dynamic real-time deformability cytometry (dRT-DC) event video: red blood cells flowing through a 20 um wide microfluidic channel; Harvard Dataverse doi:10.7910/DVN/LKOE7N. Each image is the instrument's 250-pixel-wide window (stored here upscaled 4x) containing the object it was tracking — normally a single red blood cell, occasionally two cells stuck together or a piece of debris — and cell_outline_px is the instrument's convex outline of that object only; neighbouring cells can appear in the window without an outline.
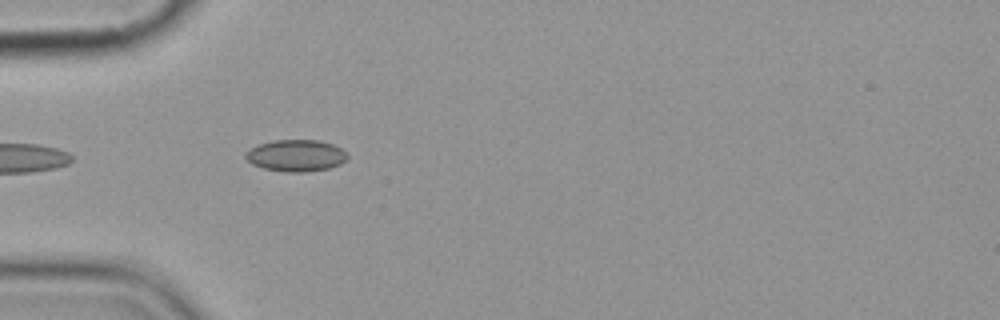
{"species": "common noctule bat (a hibernating species)", "species_latin": "Nyctalus noctula", "temperature_condition": "cold", "stored_images_in_passage": 7, "camera_frame_rate_fps": 3000, "um_per_image_px": 0.085, "animal": {"sex": "female", "body_mass_g": 19.9}, "frame": {"image": 1, "passage_image": 5, "time_ms": 4.667, "image_size_px": [1000, 320], "cell_outline_px": [[348, 160], [340, 164], [328, 168], [304, 172], [288, 172], [264, 168], [252, 164], [244, 156], [252, 148], [260, 144], [272, 140], [320, 140], [332, 144], [340, 148], [348, 156]], "centroid_in_image_um": [25.19, 13.22], "position_along_channel_um": 59.8, "area_um2": 18.61}}
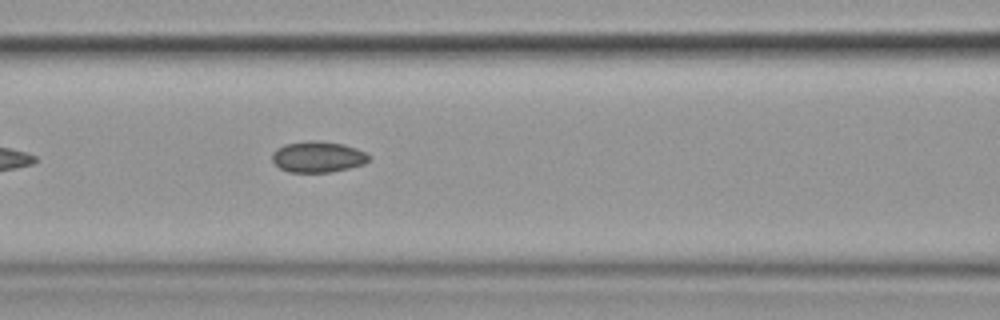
{"frame": {"image": 2, "passage_image": 7, "time_ms": 7.0, "image_size_px": [1000, 320], "cell_outline_px": [[372, 156], [364, 164], [332, 172], [288, 172], [280, 168], [272, 160], [272, 152], [276, 148], [284, 144], [308, 140], [320, 140], [344, 144], [356, 148]], "centroid_in_image_um": [27.01, 13.32], "position_along_channel_um": 139.6, "area_um2": 17.69}}